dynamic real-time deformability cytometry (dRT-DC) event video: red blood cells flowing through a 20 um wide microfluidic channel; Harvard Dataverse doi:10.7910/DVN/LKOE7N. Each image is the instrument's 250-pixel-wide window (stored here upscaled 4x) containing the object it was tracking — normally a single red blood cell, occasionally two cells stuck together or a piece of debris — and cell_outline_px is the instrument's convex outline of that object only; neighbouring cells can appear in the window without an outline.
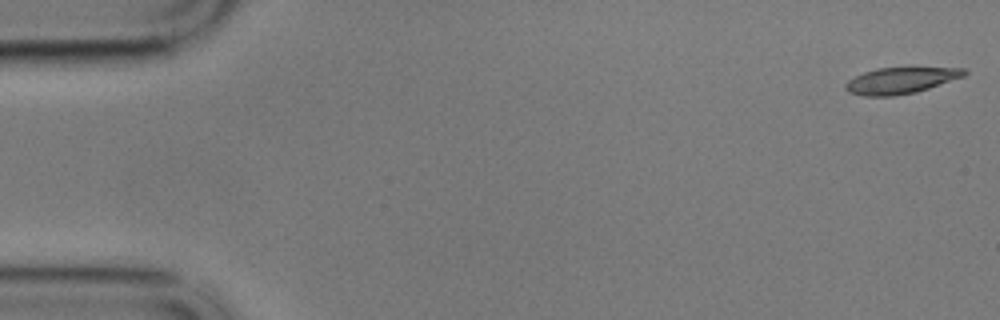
{"species": "common noctule bat (a hibernating species)", "species_latin": "Nyctalus noctula", "temperature_condition": "cold", "stored_images_in_passage": 58, "camera_frame_rate_fps": 3000, "um_per_image_px": 0.085, "animal": {"sex": "male", "body_mass_g": 17.9}, "frame": {"image": 1, "passage_image": 1, "time_ms": 0.0, "image_size_px": [1000, 320], "cell_outline_px": [[968, 72], [964, 76], [916, 92], [892, 96], [864, 96], [848, 92], [844, 88], [844, 84], [848, 80], [864, 72], [876, 68], [964, 68]], "centroid_in_image_um": [76.51, 6.85], "position_along_channel_um": 8.5, "area_um2": 17.98}}
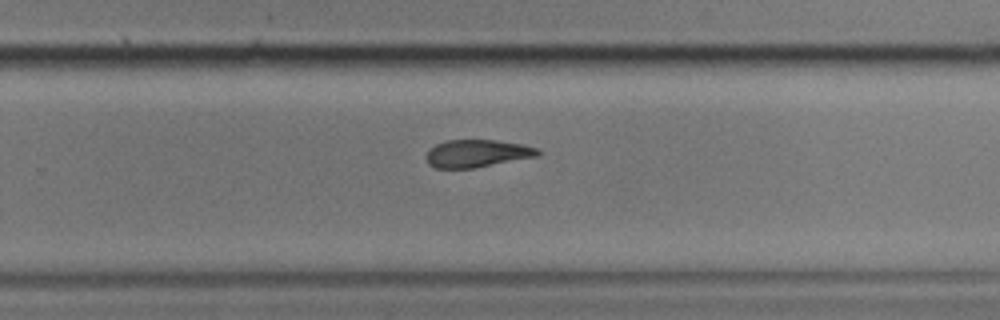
{"frame": {"image": 2, "passage_image": 37, "time_ms": 12.0, "image_size_px": [1000, 320], "cell_outline_px": [[540, 156], [476, 168], [436, 168], [428, 164], [428, 148], [436, 144], [448, 140], [496, 140], [524, 144], [536, 148], [540, 152]], "centroid_in_image_um": [40.59, 13.04], "position_along_channel_um": 289.2, "area_um2": 18.03}}
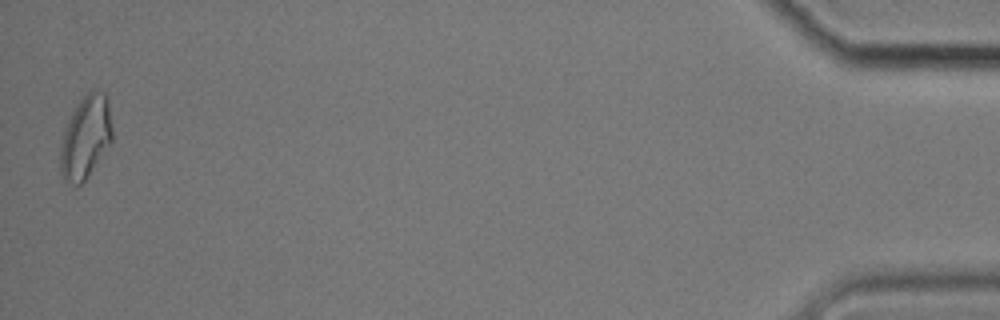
{"frame": {"image": 3, "passage_image": 57, "time_ms": 18.667, "image_size_px": [1000, 320], "cell_outline_px": [[112, 140], [84, 180], [80, 184], [76, 184], [64, 180], [60, 172], [60, 148], [64, 128], [76, 104], [88, 92], [96, 88], [104, 92], [108, 100], [112, 128]], "centroid_in_image_um": [7.26, 11.61], "position_along_channel_um": 427.9, "area_um2": 24.8}, "authors_computed_cell_mechanics": {"area_um2": 19.2763, "velocity_mm_per_s": 3.4403, "shape_relaxation_time_tau1_ms": 4.9964, "shape_relaxation_time_tau2_ms": 4.4139, "deformation_change_tau1": 0.1431, "deformation_change_tau2": 0.129}}